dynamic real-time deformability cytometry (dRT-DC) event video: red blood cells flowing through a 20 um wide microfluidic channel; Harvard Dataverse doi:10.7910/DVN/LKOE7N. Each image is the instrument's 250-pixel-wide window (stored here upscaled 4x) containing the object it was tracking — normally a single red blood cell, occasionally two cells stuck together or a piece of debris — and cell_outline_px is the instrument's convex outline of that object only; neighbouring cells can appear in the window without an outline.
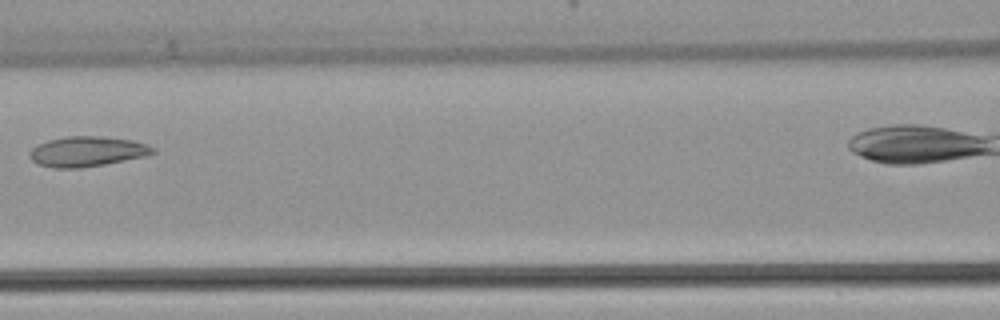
{"species": "common noctule bat (a hibernating species)", "species_latin": "Nyctalus noctula", "temperature_condition": "warm", "stored_images_in_passage": 4, "camera_frame_rate_fps": 3000, "um_per_image_px": 0.085, "animal": {"sex": "female", "body_mass_g": 22.7, "forearm_length_mm": 54.2}, "frame": {"image": 1, "passage_image": 4, "time_ms": 1.0, "image_size_px": [1000, 320], "cell_outline_px": [[156, 152], [148, 156], [104, 164], [80, 168], [52, 168], [36, 164], [28, 156], [28, 152], [36, 144], [48, 140], [68, 136], [100, 136], [132, 140], [148, 144], [156, 148]], "centroid_in_image_um": [7.4, 12.88], "position_along_channel_um": 159.2, "area_um2": 21.96}}